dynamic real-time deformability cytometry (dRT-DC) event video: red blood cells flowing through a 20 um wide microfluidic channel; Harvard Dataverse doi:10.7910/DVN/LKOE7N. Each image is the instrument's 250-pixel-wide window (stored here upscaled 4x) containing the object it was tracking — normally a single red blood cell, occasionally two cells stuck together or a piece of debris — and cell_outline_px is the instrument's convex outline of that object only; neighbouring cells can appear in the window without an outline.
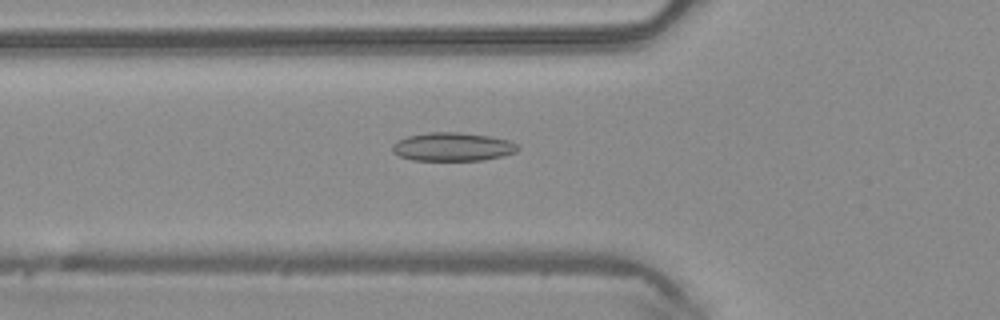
{"species": "common noctule bat (a hibernating species)", "species_latin": "Nyctalus noctula", "temperature_condition": "warm", "stored_images_in_passage": 35, "camera_frame_rate_fps": 3000, "um_per_image_px": 0.085, "animal": {"sex": "male", "body_mass_g": 20.4}, "frame": {"image": 1, "passage_image": 4, "time_ms": 1.0, "image_size_px": [1000, 320], "cell_outline_px": [[520, 148], [516, 152], [504, 156], [484, 160], [412, 160], [400, 156], [392, 152], [392, 144], [396, 140], [408, 136], [428, 132], [460, 132], [492, 136], [508, 140], [516, 144]], "centroid_in_image_um": [38.48, 12.47], "position_along_channel_um": 87.3, "area_um2": 21.04}}
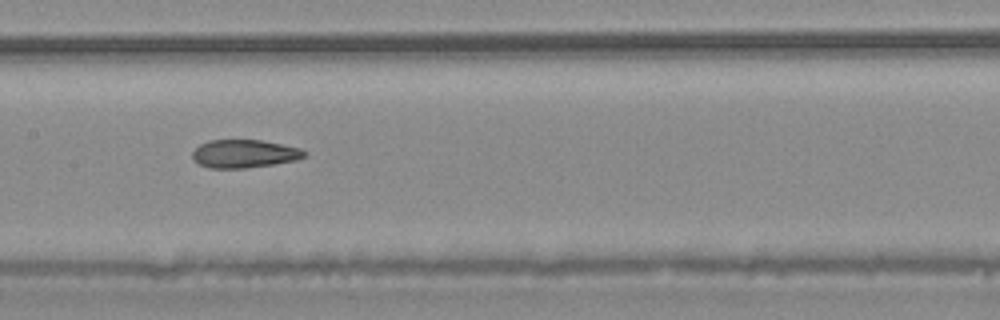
{"frame": {"image": 2, "passage_image": 11, "time_ms": 3.333, "image_size_px": [1000, 320], "cell_outline_px": [[308, 156], [296, 160], [272, 164], [244, 168], [208, 168], [192, 160], [192, 152], [200, 144], [208, 140], [260, 140], [300, 148], [308, 152]], "centroid_in_image_um": [20.76, 13.07], "position_along_channel_um": 186.6, "area_um2": 18.38}}
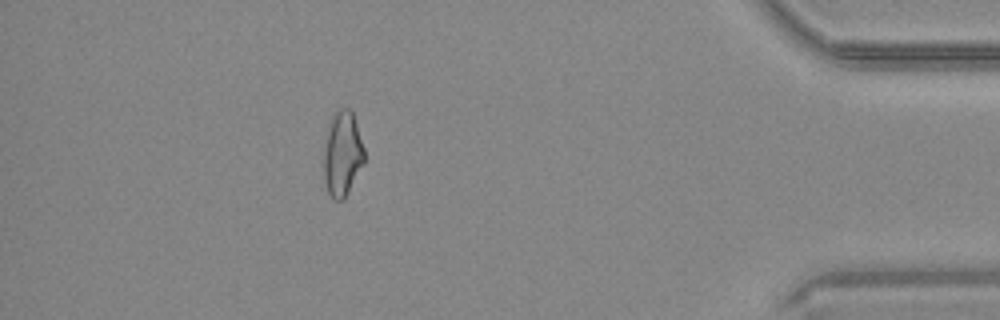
{"frame": {"image": 3, "passage_image": 30, "time_ms": 9.667, "image_size_px": [1000, 320], "cell_outline_px": [[364, 164], [344, 200], [336, 200], [328, 192], [324, 180], [324, 152], [332, 112], [336, 108], [348, 108], [352, 112], [364, 148]], "centroid_in_image_um": [29.11, 13.08], "position_along_channel_um": 406.1, "area_um2": 19.94}, "authors_computed_cell_mechanics": {"area_um2": 19.4786, "velocity_mm_per_s": 4.2282, "shape_relaxation_time_tau1_ms": null, "shape_relaxation_time_tau2_ms": 2.2139, "deformation_change_tau1": null, "deformation_change_tau2": 0.0938}}